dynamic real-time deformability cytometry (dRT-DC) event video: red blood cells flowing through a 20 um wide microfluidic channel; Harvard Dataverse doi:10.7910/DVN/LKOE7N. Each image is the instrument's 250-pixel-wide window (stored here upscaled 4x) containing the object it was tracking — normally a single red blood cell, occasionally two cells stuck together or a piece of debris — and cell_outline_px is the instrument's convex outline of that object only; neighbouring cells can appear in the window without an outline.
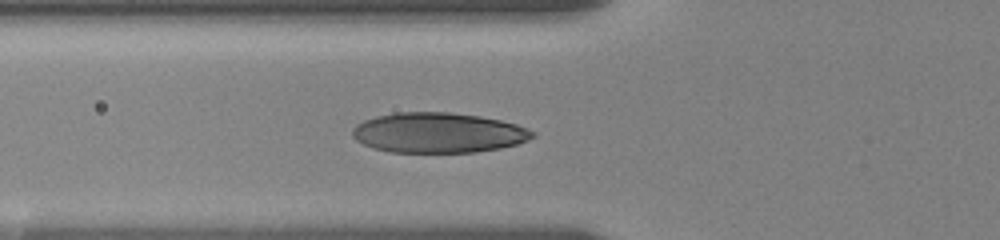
{"species": "human", "species_latin": "Homo sapiens", "temperature_condition": "room temperature", "stored_images_in_passage": 6, "camera_frame_rate_fps": 3000, "um_per_image_px": 0.085, "donor": {"sex": "female"}, "frame": {"image": 1, "passage_image": 6, "time_ms": 2.667, "image_size_px": [1000, 240], "cell_outline_px": [[536, 136], [528, 140], [516, 144], [500, 148], [476, 152], [392, 152], [372, 148], [356, 140], [352, 136], [352, 128], [356, 124], [364, 120], [376, 116], [396, 112], [448, 112], [480, 116], [500, 120], [516, 124], [536, 132]], "centroid_in_image_um": [37.24, 11.28], "position_along_channel_um": 88.6, "area_um2": 42.25}}